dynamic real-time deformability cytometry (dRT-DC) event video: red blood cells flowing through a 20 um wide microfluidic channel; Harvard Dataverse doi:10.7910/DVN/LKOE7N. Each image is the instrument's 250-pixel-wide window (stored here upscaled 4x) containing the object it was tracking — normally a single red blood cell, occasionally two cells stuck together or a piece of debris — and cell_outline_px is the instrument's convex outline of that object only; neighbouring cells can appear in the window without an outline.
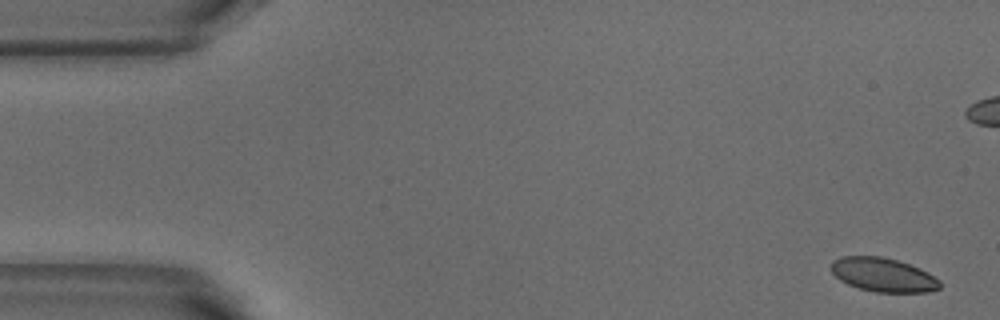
{"species": "common noctule bat (a hibernating species)", "species_latin": "Nyctalus noctula", "temperature_condition": "warm", "stored_images_in_passage": 5, "camera_frame_rate_fps": 3000, "um_per_image_px": 0.085, "animal": {"sex": "male", "body_mass_g": 18.8}, "frame": {"image": 1, "passage_image": 1, "time_ms": 0.0, "image_size_px": [1000, 320], "cell_outline_px": [[940, 288], [928, 292], [876, 292], [860, 288], [848, 284], [840, 280], [832, 272], [832, 260], [840, 256], [880, 256], [896, 260], [920, 268], [928, 272], [940, 280]], "centroid_in_image_um": [75.07, 23.35], "position_along_channel_um": 9.9, "area_um2": 21.39}}